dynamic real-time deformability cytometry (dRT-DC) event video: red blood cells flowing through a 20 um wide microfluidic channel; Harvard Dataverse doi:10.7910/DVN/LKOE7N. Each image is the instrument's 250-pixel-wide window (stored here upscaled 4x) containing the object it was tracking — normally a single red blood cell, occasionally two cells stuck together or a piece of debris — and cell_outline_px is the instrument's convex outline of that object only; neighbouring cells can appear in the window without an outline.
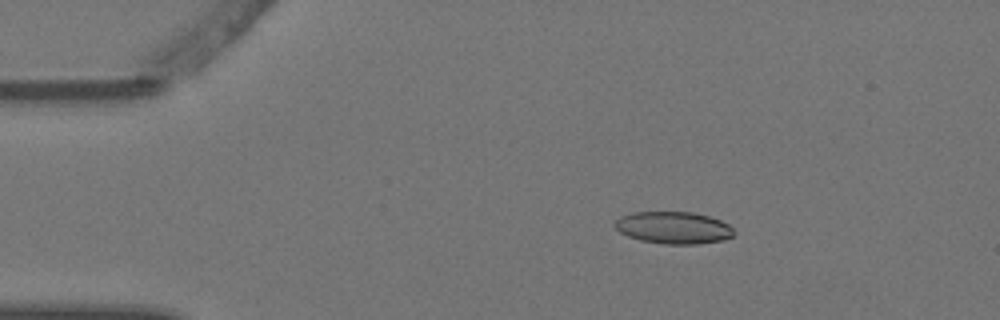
{"species": "Egyptian fruit bat (a non-hibernating species)", "species_latin": "Rousettus aegyptiacus", "temperature_condition": "warm", "stored_images_in_passage": 4, "segment_of_instrument_passage": [1, 2], "camera_frame_rate_fps": 3000, "um_per_image_px": 0.085, "animal": {"sex": "female"}, "frame": {"image": 1, "passage_image": 2, "time_ms": 0.333, "image_size_px": [1000, 320], "cell_outline_px": [[736, 232], [732, 236], [724, 240], [700, 244], [664, 244], [640, 240], [628, 236], [620, 232], [612, 224], [620, 216], [632, 212], [692, 212], [708, 216], [720, 220], [728, 224]], "centroid_in_image_um": [57.24, 19.36], "position_along_channel_um": 27.8, "area_um2": 22.43}}